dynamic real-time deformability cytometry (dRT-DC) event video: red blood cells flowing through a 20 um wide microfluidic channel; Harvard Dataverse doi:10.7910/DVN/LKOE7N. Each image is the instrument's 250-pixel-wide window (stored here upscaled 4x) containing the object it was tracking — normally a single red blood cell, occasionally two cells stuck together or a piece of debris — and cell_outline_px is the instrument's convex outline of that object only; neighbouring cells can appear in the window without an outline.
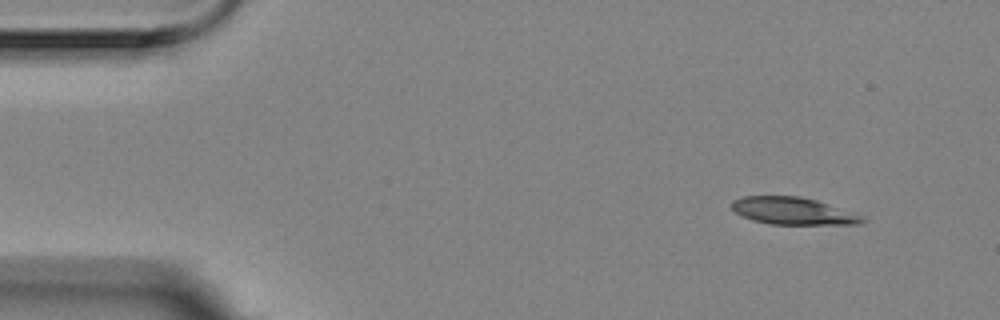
{"species": "Egyptian fruit bat (a non-hibernating species)", "species_latin": "Rousettus aegyptiacus", "temperature_condition": "room temperature", "stored_images_in_passage": 53, "camera_frame_rate_fps": 3000, "um_per_image_px": 0.085, "animal": {"sex": "female"}, "frame": {"image": 1, "passage_image": 1, "time_ms": 0.0, "image_size_px": [1000, 320], "cell_outline_px": [[868, 220], [860, 224], [768, 224], [752, 220], [736, 212], [728, 204], [732, 200], [744, 196], [800, 196], [816, 200], [864, 216]], "centroid_in_image_um": [67.39, 17.93], "position_along_channel_um": 17.6, "area_um2": 20.75}}
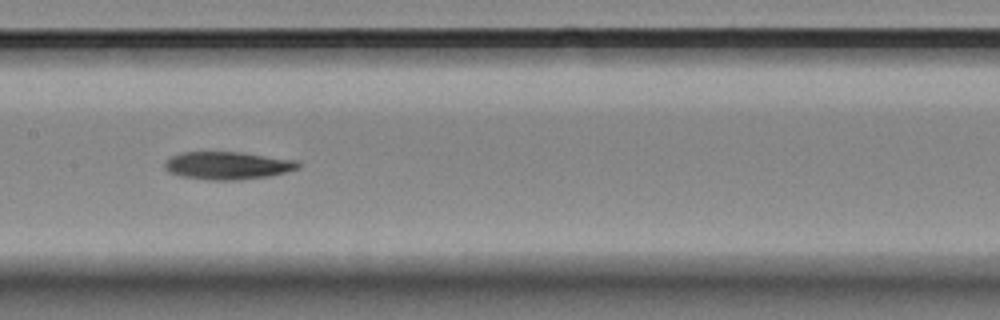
{"frame": {"image": 2, "passage_image": 23, "time_ms": 7.333, "image_size_px": [1000, 320], "cell_outline_px": [[300, 168], [268, 176], [240, 180], [204, 180], [180, 176], [168, 172], [164, 168], [164, 164], [172, 156], [180, 152], [244, 152], [296, 160], [300, 164]], "centroid_in_image_um": [19.33, 14.07], "position_along_channel_um": 188.1, "area_um2": 21.73}}
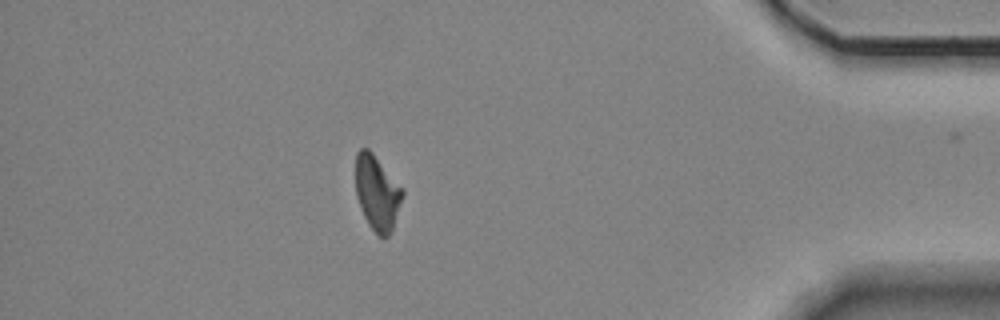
{"frame": {"image": 3, "passage_image": 45, "time_ms": 14.667, "image_size_px": [1000, 320], "cell_outline_px": [[404, 196], [392, 232], [388, 236], [380, 236], [368, 224], [360, 208], [356, 196], [356, 152], [360, 148], [368, 148], [372, 152], [404, 188]], "centroid_in_image_um": [32.08, 16.38], "position_along_channel_um": 403.1, "area_um2": 20.69}, "authors_computed_cell_mechanics": {"area_um2": 21.386, "velocity_mm_per_s": 3.5251, "shape_relaxation_time_tau1_ms": null, "shape_relaxation_time_tau2_ms": 5.5755, "deformation_change_tau1": null, "deformation_change_tau2": 0.1501}}